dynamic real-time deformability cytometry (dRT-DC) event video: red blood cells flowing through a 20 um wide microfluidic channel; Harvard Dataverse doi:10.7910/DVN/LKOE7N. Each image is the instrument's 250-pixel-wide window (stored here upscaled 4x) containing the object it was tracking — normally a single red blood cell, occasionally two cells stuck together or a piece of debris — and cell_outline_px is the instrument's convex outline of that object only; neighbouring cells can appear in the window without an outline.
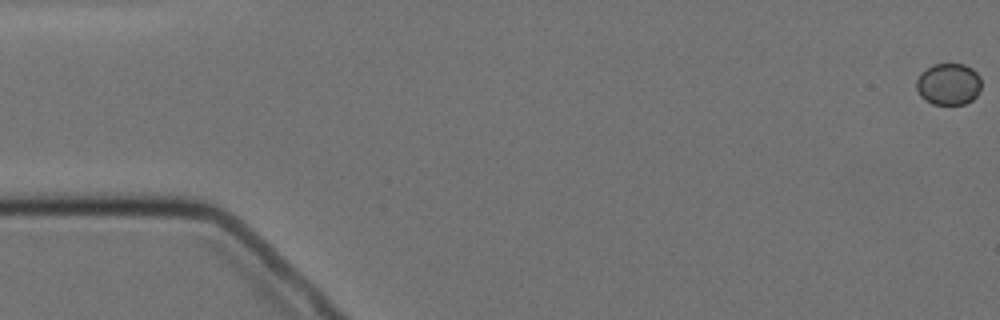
{"species": "Egyptian fruit bat (a non-hibernating species)", "species_latin": "Rousettus aegyptiacus", "temperature_condition": "cold", "stored_images_in_passage": 9, "camera_frame_rate_fps": 3000, "um_per_image_px": 0.085, "animal": {"sex": "female"}, "frame": {"image": 1, "passage_image": 1, "time_ms": 0.0, "image_size_px": [1000, 320], "cell_outline_px": [[980, 88], [976, 96], [972, 100], [964, 104], [932, 104], [920, 96], [916, 88], [916, 80], [920, 72], [932, 64], [964, 64], [972, 68], [980, 76]], "centroid_in_image_um": [80.6, 7.14], "position_along_channel_um": 4.4, "area_um2": 15.9}}
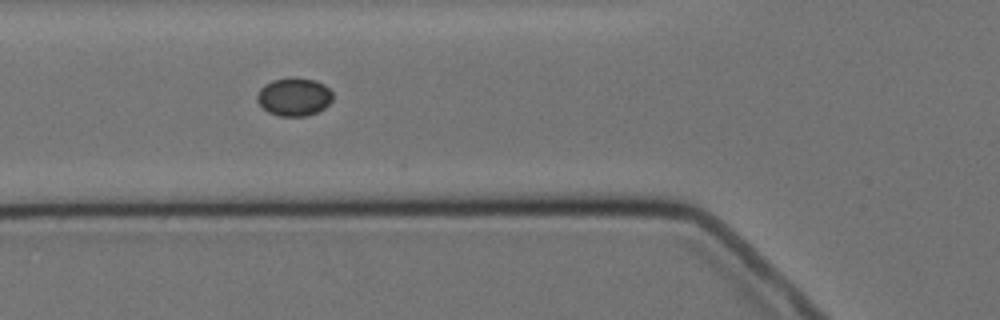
{"frame": {"image": 2, "passage_image": 6, "time_ms": 6.667, "image_size_px": [1000, 320], "cell_outline_px": [[332, 100], [324, 108], [316, 112], [304, 116], [280, 116], [268, 112], [256, 100], [256, 96], [260, 88], [264, 84], [272, 80], [312, 80], [324, 84], [332, 92]], "centroid_in_image_um": [24.98, 8.27], "position_along_channel_um": 100.8, "area_um2": 16.24}}
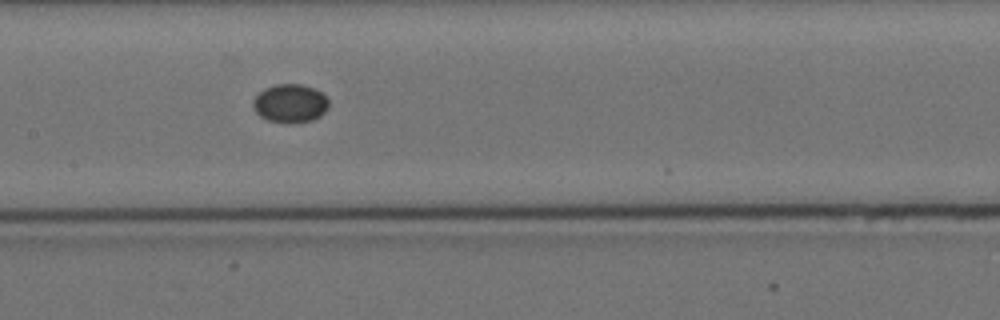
{"frame": {"image": 3, "passage_image": 8, "time_ms": 9.0, "image_size_px": [1000, 320], "cell_outline_px": [[328, 108], [320, 116], [312, 120], [268, 120], [260, 116], [252, 108], [252, 100], [264, 88], [276, 84], [300, 84], [312, 88], [320, 92], [328, 100]], "centroid_in_image_um": [24.63, 8.74], "position_along_channel_um": 182.8, "area_um2": 16.36}}